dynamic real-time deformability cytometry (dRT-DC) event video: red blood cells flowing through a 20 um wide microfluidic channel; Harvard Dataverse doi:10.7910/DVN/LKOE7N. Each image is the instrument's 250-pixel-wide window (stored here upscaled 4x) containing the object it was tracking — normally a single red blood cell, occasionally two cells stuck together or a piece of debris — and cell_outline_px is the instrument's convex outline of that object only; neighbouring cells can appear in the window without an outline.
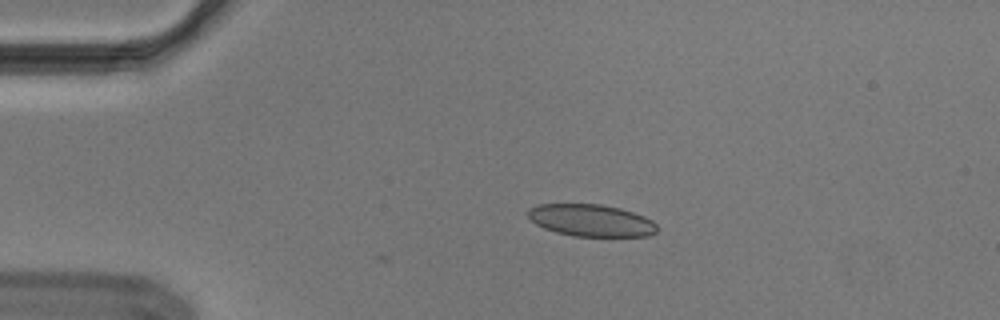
{"species": "Egyptian fruit bat (a non-hibernating species)", "species_latin": "Rousettus aegyptiacus", "temperature_condition": "cold", "stored_images_in_passage": 9, "camera_frame_rate_fps": 3000, "um_per_image_px": 0.085, "animal": {"sex": "male"}, "frame": {"image": 1, "passage_image": 1, "time_ms": 0.0, "image_size_px": [1000, 320], "cell_outline_px": [[656, 232], [648, 236], [572, 236], [556, 232], [544, 228], [536, 224], [528, 216], [528, 208], [536, 204], [600, 204], [620, 208], [644, 216], [652, 220], [656, 224]], "centroid_in_image_um": [50.23, 18.73], "position_along_channel_um": 34.8, "area_um2": 24.1}}
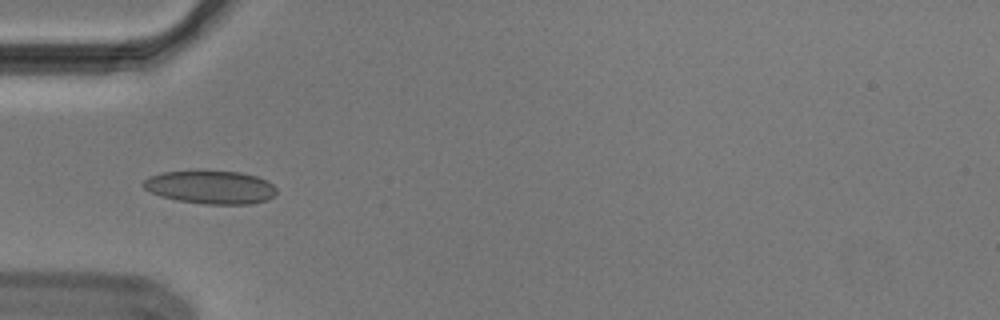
{"frame": {"image": 2, "passage_image": 7, "time_ms": 2.0, "image_size_px": [1000, 320], "cell_outline_px": [[276, 192], [268, 200], [248, 204], [204, 204], [176, 200], [160, 196], [144, 188], [140, 184], [148, 176], [160, 172], [240, 172], [256, 176], [268, 180], [276, 188]], "centroid_in_image_um": [17.89, 15.92], "position_along_channel_um": 67.1, "area_um2": 25.61}}